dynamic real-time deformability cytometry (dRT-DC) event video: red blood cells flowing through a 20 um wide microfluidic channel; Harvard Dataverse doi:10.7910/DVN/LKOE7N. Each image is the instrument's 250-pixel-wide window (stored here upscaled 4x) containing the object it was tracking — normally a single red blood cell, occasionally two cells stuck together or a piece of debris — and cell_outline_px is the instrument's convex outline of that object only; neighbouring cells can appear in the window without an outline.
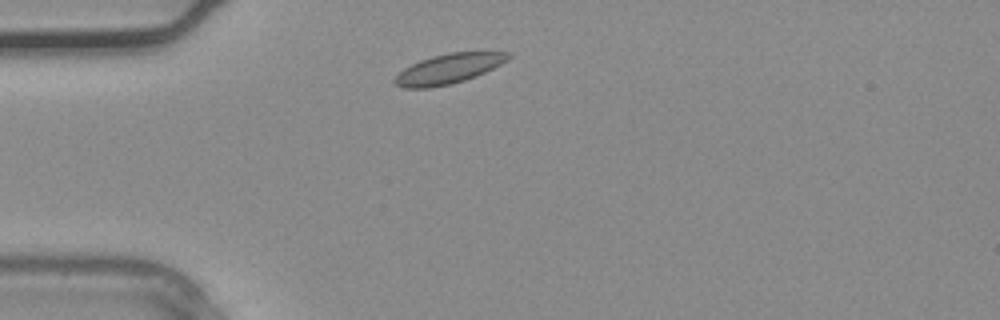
{"species": "common noctule bat (a hibernating species)", "species_latin": "Nyctalus noctula", "temperature_condition": "warm", "stored_images_in_passage": 1, "camera_frame_rate_fps": 3000, "um_per_image_px": 0.085, "animal": {"sex": "male", "body_mass_g": 20.4}, "frame": {"image": 1, "passage_image": 1, "time_ms": 0.0, "image_size_px": [1000, 320], "cell_outline_px": [[512, 56], [508, 60], [476, 76], [464, 80], [432, 88], [404, 88], [396, 84], [392, 80], [404, 68], [420, 60], [432, 56], [452, 52], [512, 52]], "centroid_in_image_um": [38.13, 5.84], "position_along_channel_um": 46.9, "area_um2": 19.54}}